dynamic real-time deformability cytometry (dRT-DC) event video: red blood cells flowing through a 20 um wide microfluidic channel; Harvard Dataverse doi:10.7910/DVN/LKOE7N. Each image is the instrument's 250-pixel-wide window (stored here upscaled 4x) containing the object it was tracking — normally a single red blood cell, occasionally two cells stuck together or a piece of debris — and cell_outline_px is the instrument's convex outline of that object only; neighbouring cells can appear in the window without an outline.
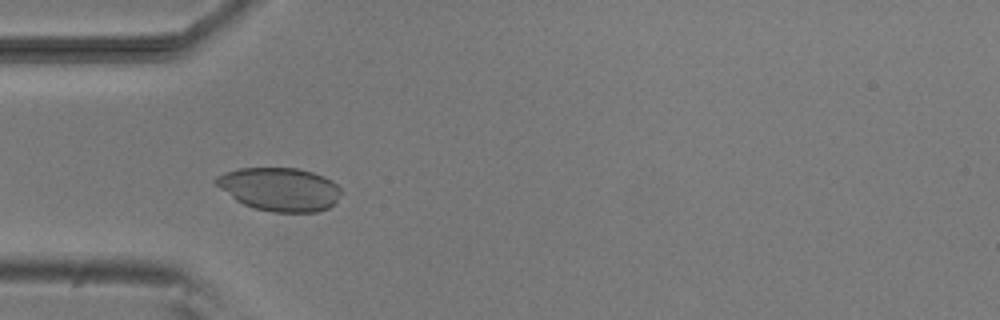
{"species": "common noctule bat (a hibernating species)", "species_latin": "Nyctalus noctula", "temperature_condition": "room temperature", "stored_images_in_passage": 5, "camera_frame_rate_fps": 3000, "um_per_image_px": 0.085, "animal": {"sex": "male", "body_mass_g": 20.5, "forearm_length_mm": 52.5}, "frame": {"image": 1, "passage_image": 4, "time_ms": 3.667, "image_size_px": [1000, 320], "cell_outline_px": [[344, 192], [328, 208], [316, 212], [272, 212], [256, 208], [244, 204], [236, 200], [220, 188], [212, 180], [216, 176], [224, 172], [240, 168], [300, 168], [324, 176], [332, 180]], "centroid_in_image_um": [23.78, 16.07], "position_along_channel_um": 61.2, "area_um2": 31.67}}
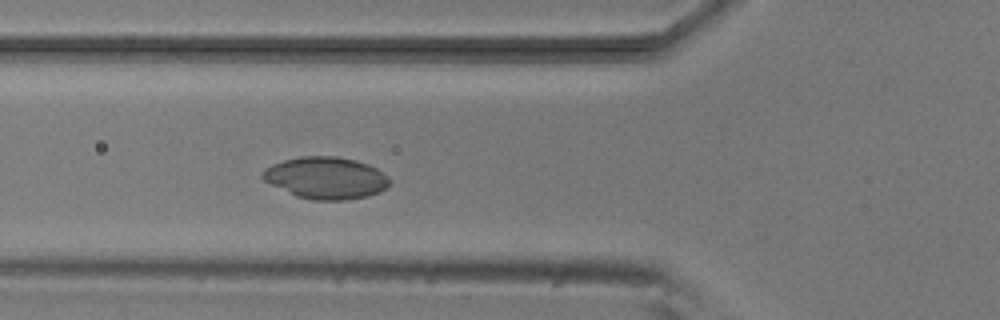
{"frame": {"image": 2, "passage_image": 5, "time_ms": 4.667, "image_size_px": [1000, 320], "cell_outline_px": [[392, 180], [380, 192], [368, 196], [344, 200], [312, 200], [296, 196], [264, 180], [260, 176], [260, 172], [264, 168], [272, 164], [284, 160], [300, 156], [336, 156], [356, 160], [368, 164], [376, 168], [388, 176]], "centroid_in_image_um": [27.7, 15.11], "position_along_channel_um": 98.1, "area_um2": 31.1}}